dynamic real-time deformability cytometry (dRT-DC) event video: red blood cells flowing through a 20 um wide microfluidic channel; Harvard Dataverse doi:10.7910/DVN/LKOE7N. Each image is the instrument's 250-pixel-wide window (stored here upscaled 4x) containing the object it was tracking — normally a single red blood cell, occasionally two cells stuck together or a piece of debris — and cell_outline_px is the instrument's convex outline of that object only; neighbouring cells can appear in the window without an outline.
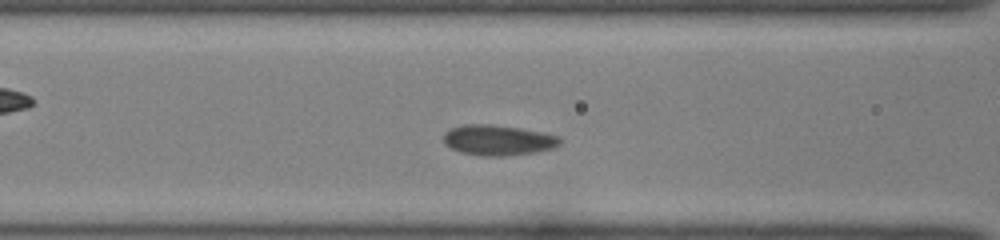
{"species": "common noctule bat (a hibernating species)", "species_latin": "Nyctalus noctula", "temperature_condition": "room temperature", "stored_images_in_passage": 40, "camera_frame_rate_fps": 3000, "um_per_image_px": 0.085, "animal": {"sex": "female", "body_mass_g": 22.0, "forearm_length_mm": 56.7}, "frame": {"image": 1, "passage_image": 10, "time_ms": 3.0, "image_size_px": [1000, 240], "cell_outline_px": [[560, 144], [552, 148], [536, 152], [504, 156], [480, 156], [460, 152], [444, 144], [444, 132], [452, 128], [464, 124], [488, 124], [520, 128], [560, 136]], "centroid_in_image_um": [42.31, 11.92], "position_along_channel_um": 124.3, "area_um2": 20.58}}
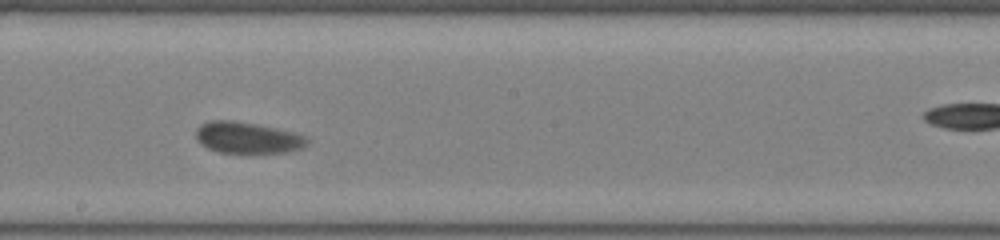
{"frame": {"image": 2, "passage_image": 18, "time_ms": 5.667, "image_size_px": [1000, 240], "cell_outline_px": [[308, 144], [304, 148], [288, 152], [248, 156], [220, 152], [208, 148], [200, 144], [196, 136], [196, 128], [200, 124], [208, 120], [232, 120], [256, 124], [276, 128], [292, 132], [304, 136], [308, 140]], "centroid_in_image_um": [21.03, 11.75], "position_along_channel_um": 227.2, "area_um2": 21.21}}
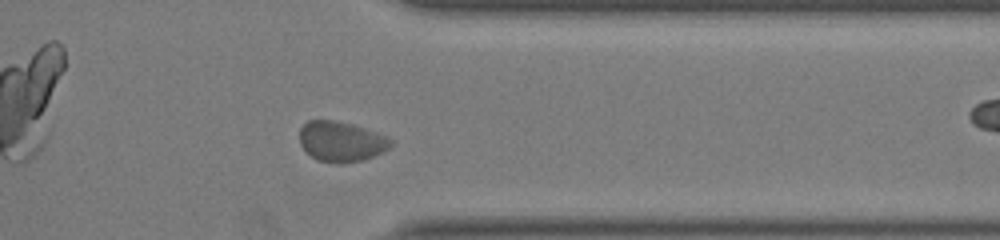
{"frame": {"image": 3, "passage_image": 30, "time_ms": 9.667, "image_size_px": [1000, 240], "cell_outline_px": [[392, 144], [388, 148], [364, 160], [340, 164], [316, 160], [300, 144], [300, 128], [308, 120], [332, 120], [352, 124], [388, 136], [392, 140]], "centroid_in_image_um": [28.99, 12.03], "position_along_channel_um": 382.4, "area_um2": 21.27}, "authors_computed_cell_mechanics": {"area_um2": 20.2878, "velocity_mm_per_s": 3.8682, "shape_relaxation_time_tau1_ms": 2.2984, "shape_relaxation_time_tau2_ms": null, "deformation_change_tau1": 0.0494, "deformation_change_tau2": null}}